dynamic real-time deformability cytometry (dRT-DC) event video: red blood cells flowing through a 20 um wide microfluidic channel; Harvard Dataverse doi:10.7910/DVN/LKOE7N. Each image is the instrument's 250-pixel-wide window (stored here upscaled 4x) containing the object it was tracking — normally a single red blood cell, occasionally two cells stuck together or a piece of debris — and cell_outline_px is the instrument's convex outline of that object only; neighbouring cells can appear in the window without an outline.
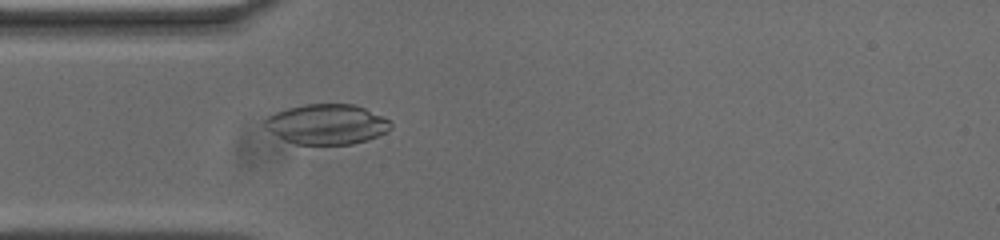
{"species": "common noctule bat (a hibernating species)", "species_latin": "Nyctalus noctula", "temperature_condition": "cold", "stored_images_in_passage": 40, "camera_frame_rate_fps": 3000, "um_per_image_px": 0.085, "animal": {"sex": "male", "body_mass_g": 20.0, "forearm_length_mm": 53.3}, "frame": {"image": 1, "passage_image": 1, "time_ms": 0.0, "image_size_px": [1000, 240], "cell_outline_px": [[392, 128], [368, 140], [352, 144], [296, 144], [284, 140], [264, 128], [264, 120], [268, 116], [276, 112], [288, 108], [304, 104], [352, 104], [364, 108], [388, 120], [392, 124]], "centroid_in_image_um": [27.74, 10.56], "position_along_channel_um": 57.3, "area_um2": 29.25}}
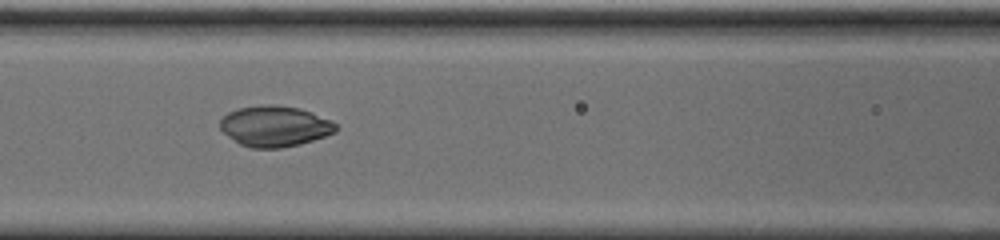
{"frame": {"image": 2, "passage_image": 8, "time_ms": 2.333, "image_size_px": [1000, 240], "cell_outline_px": [[336, 132], [300, 144], [280, 148], [252, 148], [240, 144], [224, 132], [220, 128], [220, 120], [228, 112], [240, 108], [260, 104], [272, 104], [300, 108], [332, 120], [336, 124]], "centroid_in_image_um": [23.36, 10.72], "position_along_channel_um": 143.2, "area_um2": 27.4}}
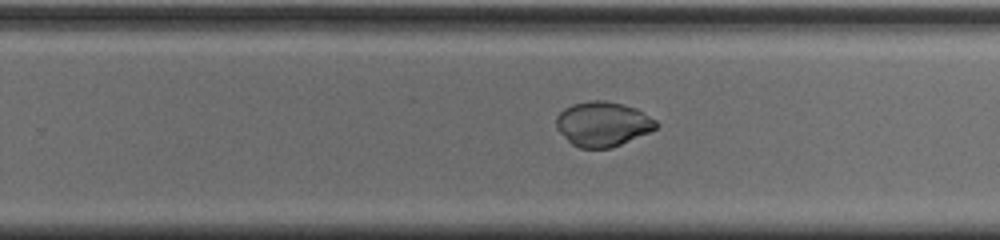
{"frame": {"image": 3, "passage_image": 19, "time_ms": 6.0, "image_size_px": [1000, 240], "cell_outline_px": [[660, 124], [656, 128], [648, 132], [612, 148], [580, 148], [572, 144], [556, 128], [556, 116], [564, 108], [572, 104], [588, 100], [604, 100], [624, 104], [636, 108], [656, 120]], "centroid_in_image_um": [51.22, 10.52], "position_along_channel_um": 278.6, "area_um2": 26.07}}